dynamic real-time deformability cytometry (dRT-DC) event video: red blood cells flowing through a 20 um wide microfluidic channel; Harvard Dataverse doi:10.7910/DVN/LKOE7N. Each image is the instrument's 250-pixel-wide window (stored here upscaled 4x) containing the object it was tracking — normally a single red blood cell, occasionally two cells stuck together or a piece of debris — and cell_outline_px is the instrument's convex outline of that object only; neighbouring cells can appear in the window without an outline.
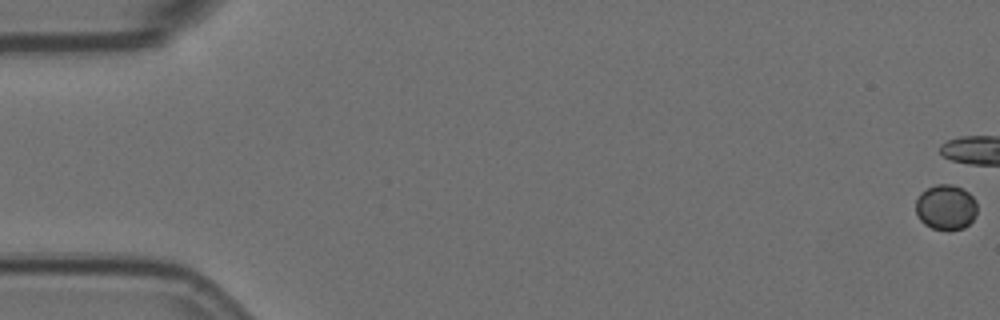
{"species": "Egyptian fruit bat (a non-hibernating species)", "species_latin": "Rousettus aegyptiacus", "temperature_condition": "room temperature", "stored_images_in_passage": 6, "camera_frame_rate_fps": 3000, "um_per_image_px": 0.085, "animal": {"sex": "female"}, "frame": {"image": 1, "passage_image": 1, "time_ms": 0.0, "image_size_px": [1000, 320], "cell_outline_px": [[976, 212], [972, 220], [964, 228], [948, 232], [932, 228], [924, 224], [920, 220], [916, 212], [916, 200], [920, 192], [936, 184], [952, 184], [968, 192], [976, 200]], "centroid_in_image_um": [80.39, 17.63], "position_along_channel_um": 4.6, "area_um2": 16.36}}